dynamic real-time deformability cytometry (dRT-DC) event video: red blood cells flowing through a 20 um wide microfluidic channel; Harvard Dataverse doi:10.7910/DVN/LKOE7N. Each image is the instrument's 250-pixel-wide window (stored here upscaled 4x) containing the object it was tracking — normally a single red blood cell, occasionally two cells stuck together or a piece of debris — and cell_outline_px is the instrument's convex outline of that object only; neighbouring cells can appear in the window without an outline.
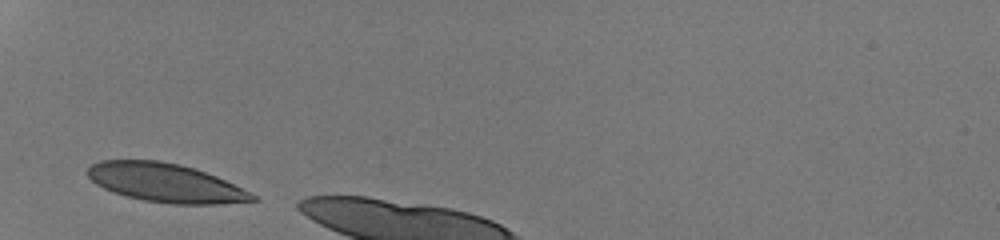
{"species": "human", "species_latin": "Homo sapiens", "temperature_condition": "room temperature", "stored_images_in_passage": 25, "camera_frame_rate_fps": 3000, "um_per_image_px": 0.085, "donor": {"sex": "male"}, "frame": {"image": 1, "passage_image": 1, "time_ms": 0.0, "image_size_px": [1000, 240], "cell_outline_px": [[260, 200], [220, 204], [172, 204], [144, 200], [128, 196], [104, 188], [96, 184], [88, 176], [88, 168], [92, 164], [100, 160], [160, 160], [180, 164], [196, 168], [216, 176], [256, 196]], "centroid_in_image_um": [14.07, 15.53], "position_along_channel_um": 70.9, "area_um2": 36.88}}
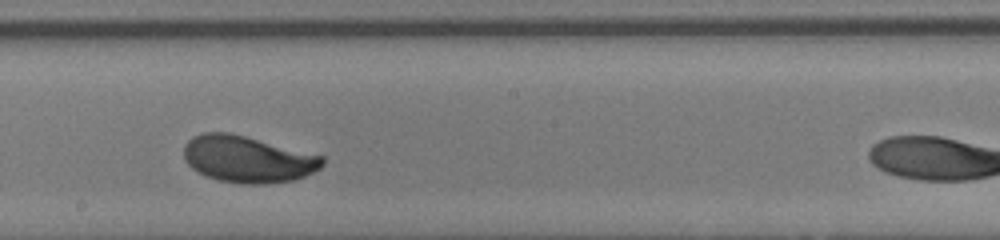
{"frame": {"image": 2, "passage_image": 13, "time_ms": 4.0, "image_size_px": [1000, 240], "cell_outline_px": [[324, 164], [320, 168], [296, 180], [268, 184], [244, 184], [220, 180], [204, 176], [192, 168], [184, 160], [184, 144], [192, 136], [204, 132], [228, 132], [324, 156]], "centroid_in_image_um": [21.03, 13.53], "position_along_channel_um": 227.2, "area_um2": 37.74}}
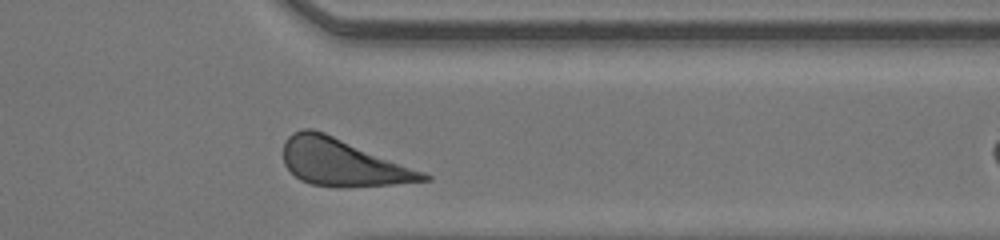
{"frame": {"image": 3, "passage_image": 24, "time_ms": 7.667, "image_size_px": [1000, 240], "cell_outline_px": [[432, 180], [392, 184], [312, 184], [300, 180], [284, 164], [284, 144], [288, 136], [292, 132], [304, 128], [312, 128], [324, 132], [424, 172], [432, 176]], "centroid_in_image_um": [29.09, 13.75], "position_along_channel_um": 382.3, "area_um2": 36.88}}